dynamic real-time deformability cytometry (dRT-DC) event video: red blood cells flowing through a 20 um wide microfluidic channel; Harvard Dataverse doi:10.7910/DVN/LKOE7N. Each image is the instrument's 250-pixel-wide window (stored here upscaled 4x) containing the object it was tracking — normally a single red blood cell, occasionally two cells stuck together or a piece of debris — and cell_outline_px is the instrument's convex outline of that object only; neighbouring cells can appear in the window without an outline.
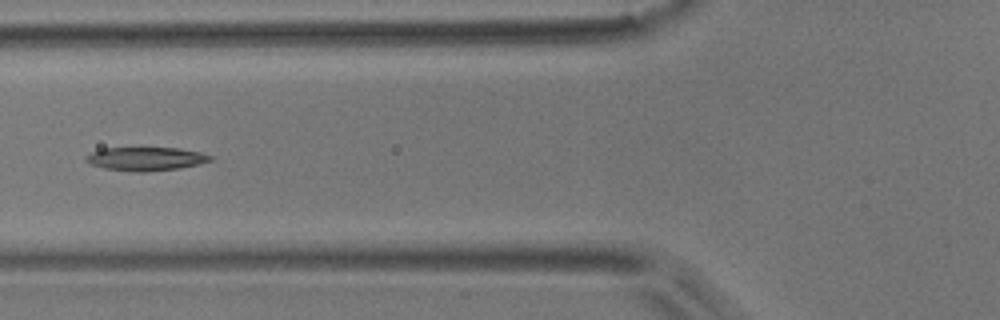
{"species": "common noctule bat (a hibernating species)", "species_latin": "Nyctalus noctula", "temperature_condition": "room temperature", "stored_images_in_passage": 14, "camera_frame_rate_fps": 3000, "um_per_image_px": 0.085, "animal": {"sex": "male", "body_mass_g": 17.9}, "frame": {"image": 1, "passage_image": 5, "time_ms": 5.667, "image_size_px": [1000, 320], "cell_outline_px": [[212, 160], [180, 168], [144, 172], [136, 172], [104, 168], [92, 164], [84, 160], [84, 156], [100, 148], [180, 148], [200, 152], [212, 156]], "centroid_in_image_um": [12.36, 13.49], "position_along_channel_um": 113.4, "area_um2": 16.99}}
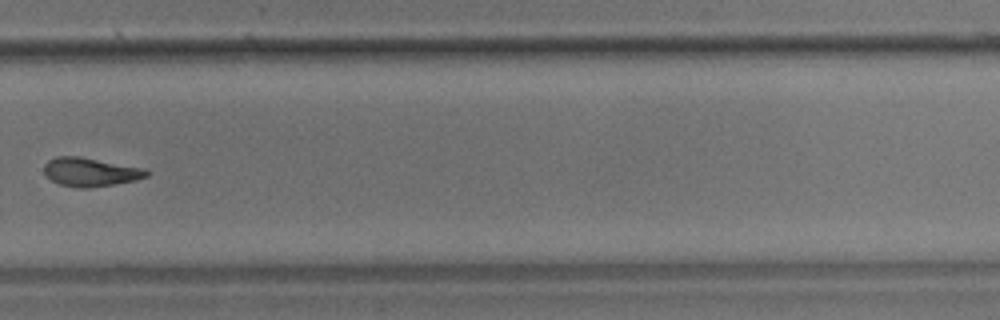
{"frame": {"image": 2, "passage_image": 10, "time_ms": 11.333, "image_size_px": [1000, 320], "cell_outline_px": [[152, 172], [148, 176], [136, 180], [88, 188], [80, 188], [60, 184], [52, 180], [44, 172], [44, 164], [48, 160], [56, 156], [80, 156], [144, 168]], "centroid_in_image_um": [7.7, 14.61], "position_along_channel_um": 322.1, "area_um2": 17.11}}
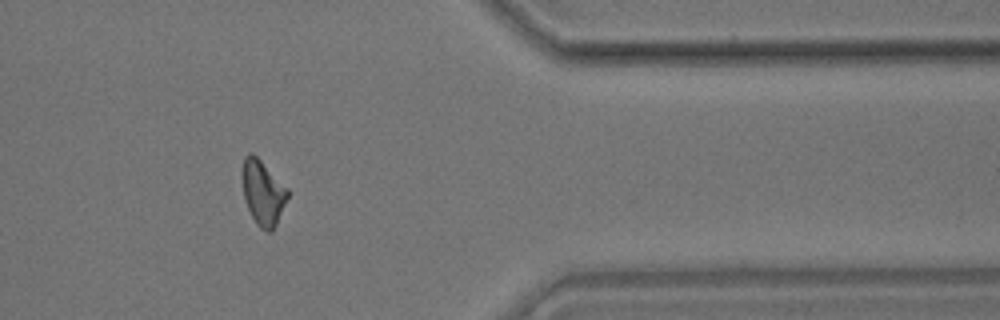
{"frame": {"image": 3, "passage_image": 12, "time_ms": 13.667, "image_size_px": [1000, 320], "cell_outline_px": [[288, 196], [276, 224], [272, 232], [268, 232], [260, 228], [256, 224], [244, 200], [240, 172], [244, 156], [248, 152], [252, 152], [288, 188]], "centroid_in_image_um": [22.3, 16.35], "position_along_channel_um": 389.1, "area_um2": 17.28}, "authors_computed_cell_mechanics": {"area_um2": 17.1955, "velocity_mm_per_s": 3.6963, "shape_relaxation_time_tau1_ms": 5.0268, "shape_relaxation_time_tau2_ms": 2.5405, "deformation_change_tau1": 0.146, "deformation_change_tau2": 0.0883}}